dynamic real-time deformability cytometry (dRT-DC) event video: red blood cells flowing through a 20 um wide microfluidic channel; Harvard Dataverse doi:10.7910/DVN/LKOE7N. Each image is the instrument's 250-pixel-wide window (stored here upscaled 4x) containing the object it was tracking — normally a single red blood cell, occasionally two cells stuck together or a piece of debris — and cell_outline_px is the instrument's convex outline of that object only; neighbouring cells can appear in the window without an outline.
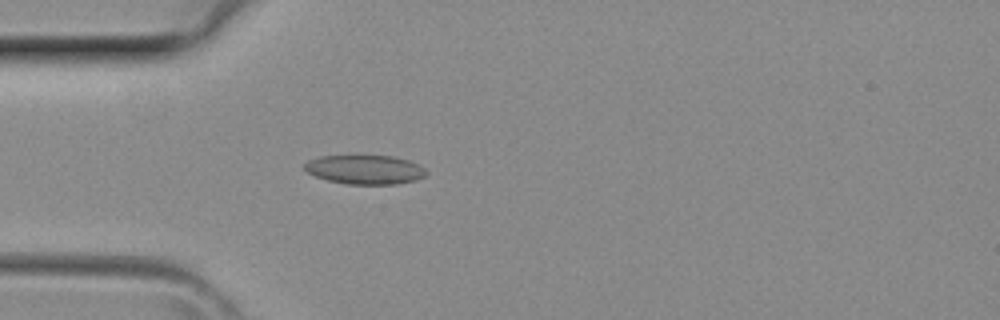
{"species": "common noctule bat (a hibernating species)", "species_latin": "Nyctalus noctula", "temperature_condition": "room temperature", "stored_images_in_passage": 32, "camera_frame_rate_fps": 3000, "um_per_image_px": 0.085, "animal": {"sex": "female", "body_mass_g": 29.2, "forearm_length_mm": 56.3}, "frame": {"image": 1, "passage_image": 4, "time_ms": 1.0, "image_size_px": [1000, 320], "cell_outline_px": [[428, 172], [424, 176], [416, 180], [396, 184], [348, 184], [328, 180], [316, 176], [308, 172], [304, 168], [304, 164], [308, 160], [320, 156], [392, 156], [408, 160], [420, 164]], "centroid_in_image_um": [31.05, 14.41], "position_along_channel_um": 54.0, "area_um2": 20.58}}
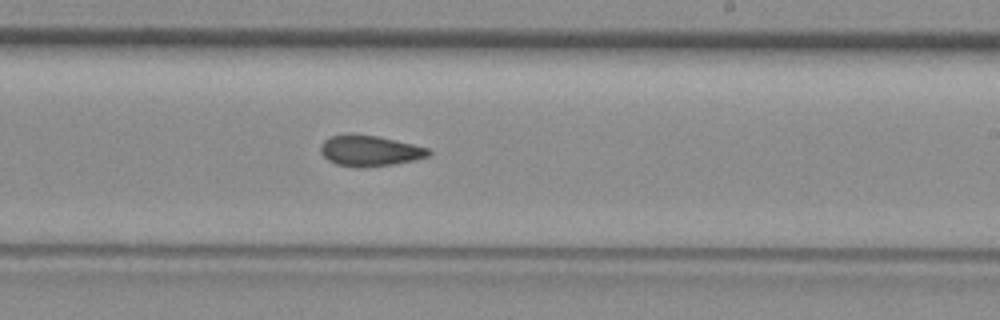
{"frame": {"image": 2, "passage_image": 16, "time_ms": 5.0, "image_size_px": [1000, 320], "cell_outline_px": [[432, 152], [428, 156], [416, 160], [392, 164], [364, 168], [336, 164], [328, 160], [320, 152], [320, 144], [324, 140], [332, 136], [376, 136], [412, 144], [428, 148]], "centroid_in_image_um": [31.44, 12.85], "position_along_channel_um": 257.6, "area_um2": 18.84}}
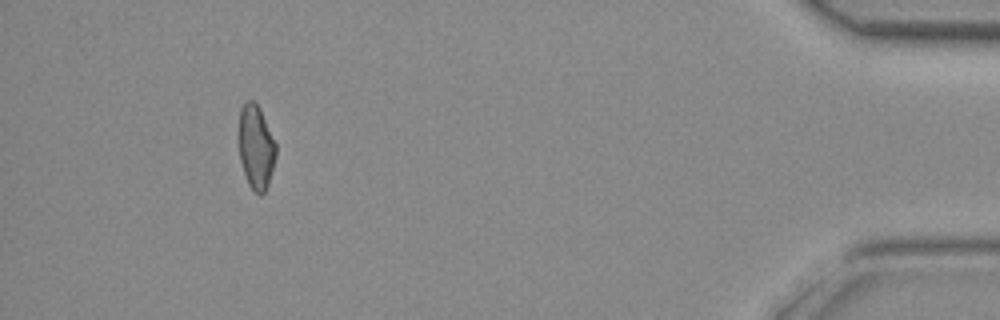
{"frame": {"image": 3, "passage_image": 29, "time_ms": 9.333, "image_size_px": [1000, 320], "cell_outline_px": [[276, 156], [268, 184], [264, 192], [260, 196], [252, 192], [248, 184], [240, 160], [240, 108], [248, 100], [252, 100], [260, 108], [276, 144]], "centroid_in_image_um": [21.77, 12.54], "position_along_channel_um": 413.4, "area_um2": 17.98}}